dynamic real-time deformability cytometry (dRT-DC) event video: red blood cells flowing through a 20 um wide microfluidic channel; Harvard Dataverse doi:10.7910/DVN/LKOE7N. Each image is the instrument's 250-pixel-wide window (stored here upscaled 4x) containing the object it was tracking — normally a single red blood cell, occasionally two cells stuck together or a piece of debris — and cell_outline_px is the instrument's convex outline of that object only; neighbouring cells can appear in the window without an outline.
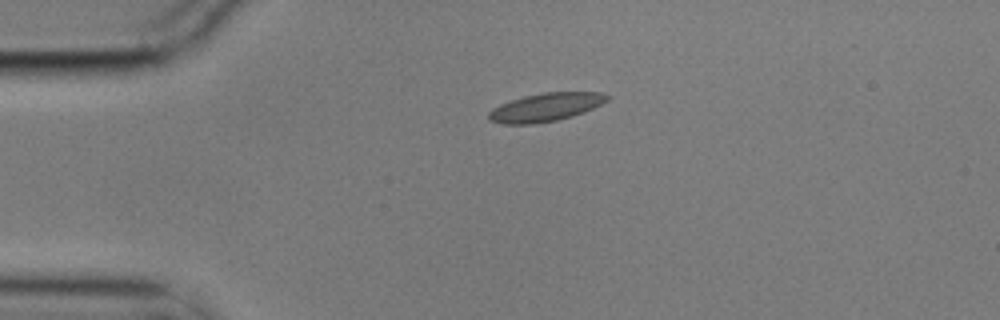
{"species": "common noctule bat (a hibernating species)", "species_latin": "Nyctalus noctula", "temperature_condition": "cold", "stored_images_in_passage": 2, "camera_frame_rate_fps": 3000, "um_per_image_px": 0.085, "animal": {"sex": "male", "body_mass_g": 17.9}, "frame": {"image": 1, "passage_image": 1, "time_ms": 0.0, "image_size_px": [1000, 320], "cell_outline_px": [[612, 96], [608, 100], [584, 112], [572, 116], [556, 120], [532, 124], [500, 124], [488, 120], [488, 112], [492, 108], [500, 104], [524, 96], [544, 92], [600, 92]], "centroid_in_image_um": [46.35, 9.11], "position_along_channel_um": 38.6, "area_um2": 19.54}}